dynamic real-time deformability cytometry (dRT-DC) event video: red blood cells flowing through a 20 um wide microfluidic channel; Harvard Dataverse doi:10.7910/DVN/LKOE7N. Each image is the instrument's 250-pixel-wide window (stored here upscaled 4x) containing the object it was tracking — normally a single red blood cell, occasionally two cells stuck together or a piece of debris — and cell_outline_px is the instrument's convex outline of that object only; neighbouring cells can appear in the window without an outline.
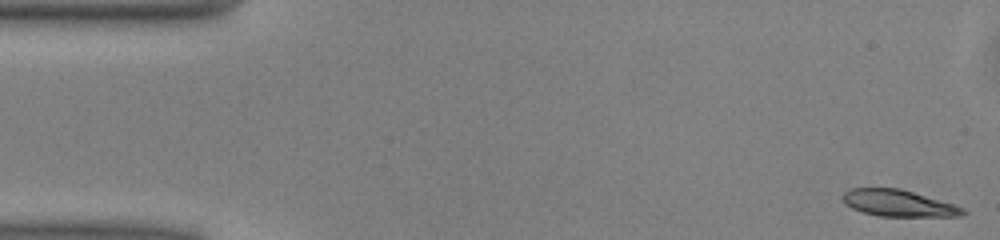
{"species": "common noctule bat (a hibernating species)", "species_latin": "Nyctalus noctula", "temperature_condition": "warm", "stored_images_in_passage": 49, "camera_frame_rate_fps": 3000, "um_per_image_px": 0.085, "animal": {"sex": "male", "body_mass_g": 13.0, "forearm_length_mm": 53.1}, "frame": {"image": 1, "passage_image": 1, "time_ms": 0.0, "image_size_px": [1000, 240], "cell_outline_px": [[968, 212], [960, 216], [880, 216], [864, 212], [852, 208], [844, 204], [840, 196], [844, 192], [852, 188], [900, 188], [956, 204], [964, 208]], "centroid_in_image_um": [76.38, 17.26], "position_along_channel_um": 8.6, "area_um2": 18.79}}
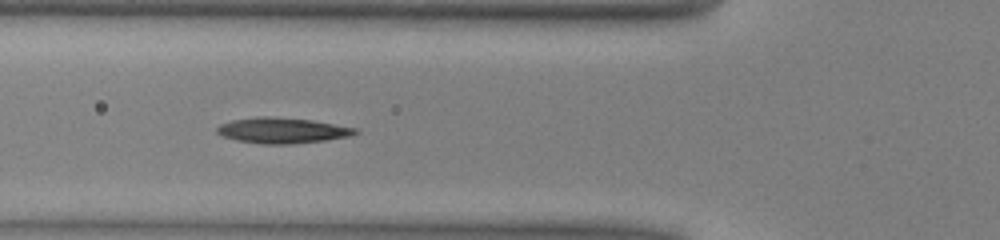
{"frame": {"image": 2, "passage_image": 17, "time_ms": 5.333, "image_size_px": [1000, 240], "cell_outline_px": [[360, 132], [352, 136], [328, 140], [292, 144], [260, 144], [236, 140], [224, 136], [216, 132], [216, 128], [220, 124], [232, 120], [256, 116], [268, 116], [312, 120], [356, 128]], "centroid_in_image_um": [24.01, 11.09], "position_along_channel_um": 101.8, "area_um2": 20.81}}
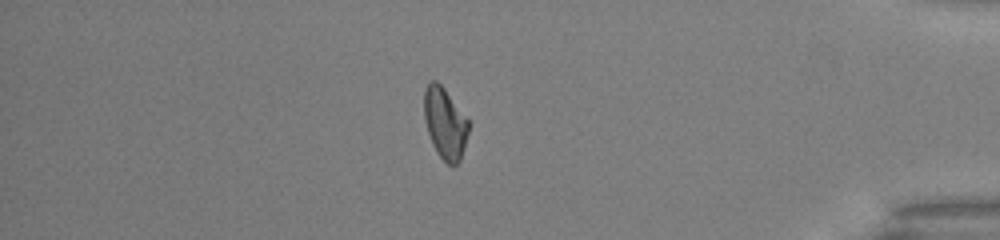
{"frame": {"image": 3, "passage_image": 42, "time_ms": 13.667, "image_size_px": [1000, 240], "cell_outline_px": [[468, 132], [460, 160], [452, 168], [436, 152], [432, 144], [424, 120], [424, 88], [428, 80], [436, 80], [444, 88], [468, 116]], "centroid_in_image_um": [37.81, 10.44], "position_along_channel_um": 397.4, "area_um2": 18.73}, "authors_computed_cell_mechanics": {"area_um2": 19.1318, "velocity_mm_per_s": 4.0721, "shape_relaxation_time_tau1_ms": 6.2616, "shape_relaxation_time_tau2_ms": 2.7812, "deformation_change_tau1": 0.1652, "deformation_change_tau2": 0.0935}}